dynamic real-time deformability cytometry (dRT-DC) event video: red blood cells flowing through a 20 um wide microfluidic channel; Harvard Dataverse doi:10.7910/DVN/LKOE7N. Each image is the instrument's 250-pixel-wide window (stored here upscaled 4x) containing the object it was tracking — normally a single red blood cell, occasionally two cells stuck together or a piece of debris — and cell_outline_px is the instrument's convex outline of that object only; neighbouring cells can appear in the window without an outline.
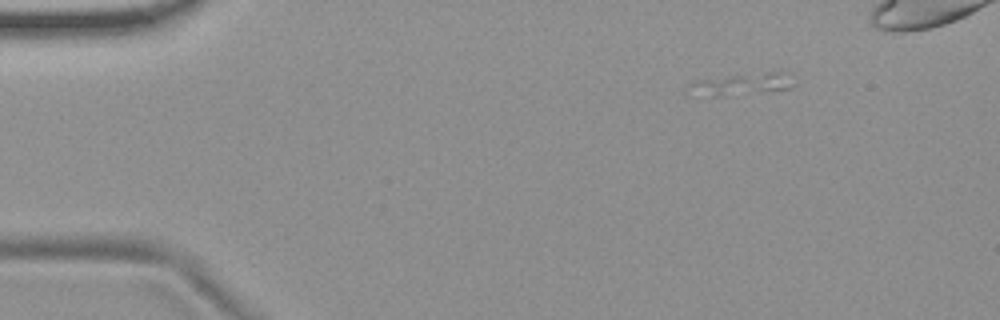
{"species": "common noctule bat (a hibernating species)", "species_latin": "Nyctalus noctula", "temperature_condition": "room temperature", "stored_images_in_passage": 10, "camera_frame_rate_fps": 3000, "um_per_image_px": 0.085, "animal": {"sex": "female", "body_mass_g": 19.9}, "frame": {"image": 1, "passage_image": 1, "time_ms": 0.0, "image_size_px": [1000, 320], "cell_outline_px": [[792, 88], [728, 96], [688, 96], [684, 92], [696, 80], [728, 76], [768, 72], [780, 72]], "centroid_in_image_um": [62.76, 7.21], "position_along_channel_um": 22.2, "area_um2": 12.95}}